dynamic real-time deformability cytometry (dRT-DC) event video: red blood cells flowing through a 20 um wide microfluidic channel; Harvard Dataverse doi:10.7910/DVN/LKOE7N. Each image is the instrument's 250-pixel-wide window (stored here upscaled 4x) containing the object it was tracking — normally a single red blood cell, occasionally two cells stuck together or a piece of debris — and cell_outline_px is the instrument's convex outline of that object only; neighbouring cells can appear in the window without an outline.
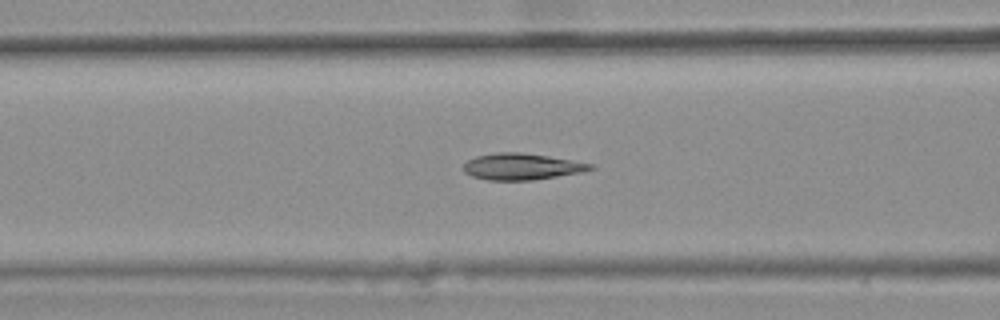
{"species": "common noctule bat (a hibernating species)", "species_latin": "Nyctalus noctula", "temperature_condition": "warm", "stored_images_in_passage": 48, "camera_frame_rate_fps": 3000, "um_per_image_px": 0.085, "animal": {"sex": "female", "body_mass_g": 25.1}, "frame": {"image": 1, "passage_image": 22, "time_ms": 7.0, "image_size_px": [1000, 320], "cell_outline_px": [[596, 168], [584, 172], [532, 180], [488, 180], [472, 176], [464, 172], [464, 164], [468, 160], [476, 156], [496, 152], [520, 152], [548, 156], [572, 160], [592, 164]], "centroid_in_image_um": [44.36, 14.16], "position_along_channel_um": 122.2, "area_um2": 19.54}}
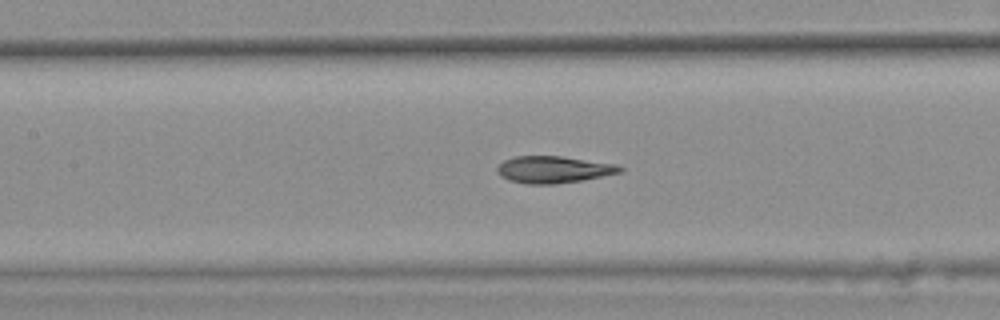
{"frame": {"image": 2, "passage_image": 25, "time_ms": 8.0, "image_size_px": [1000, 320], "cell_outline_px": [[624, 168], [620, 172], [580, 180], [556, 184], [528, 184], [508, 180], [500, 176], [496, 172], [496, 168], [504, 160], [516, 156], [560, 156], [616, 164]], "centroid_in_image_um": [46.99, 14.41], "position_along_channel_um": 160.4, "area_um2": 19.07}}
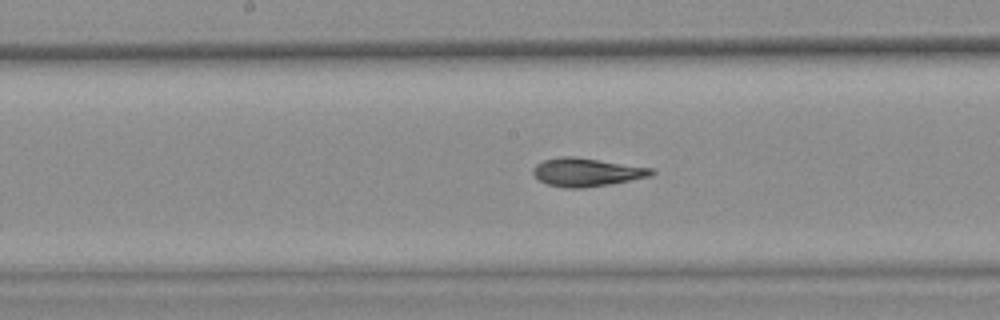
{"frame": {"image": 3, "passage_image": 28, "time_ms": 9.0, "image_size_px": [1000, 320], "cell_outline_px": [[656, 172], [652, 176], [608, 184], [584, 188], [564, 188], [548, 184], [540, 180], [532, 172], [532, 168], [536, 164], [544, 160], [564, 156], [576, 156], [652, 168]], "centroid_in_image_um": [49.87, 14.63], "position_along_channel_um": 198.3, "area_um2": 19.48}, "authors_computed_cell_mechanics": {"area_um2": 19.6231, "velocity_mm_per_s": 3.8114, "shape_relaxation_time_tau1_ms": 9.6805, "shape_relaxation_time_tau2_ms": 2.0034, "deformation_change_tau1": 0.2506, "deformation_change_tau2": 0.0862}}